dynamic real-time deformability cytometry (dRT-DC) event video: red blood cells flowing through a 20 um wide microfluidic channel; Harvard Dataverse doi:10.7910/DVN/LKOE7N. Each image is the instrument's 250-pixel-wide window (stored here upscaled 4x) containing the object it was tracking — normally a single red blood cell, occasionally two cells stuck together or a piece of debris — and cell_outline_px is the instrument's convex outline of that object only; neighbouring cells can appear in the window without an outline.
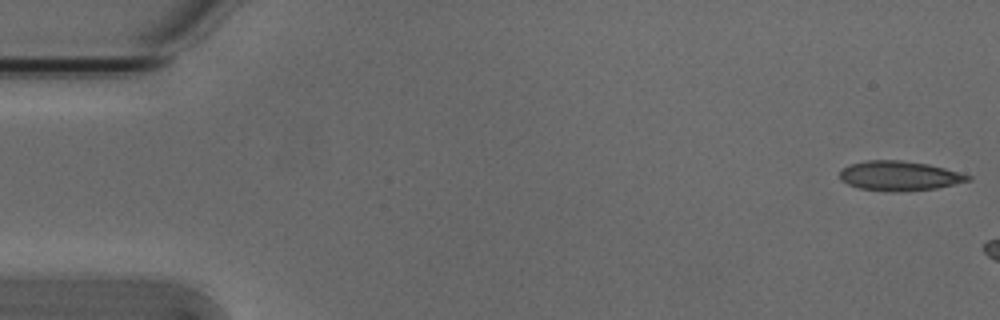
{"species": "Egyptian fruit bat (a non-hibernating species)", "species_latin": "Rousettus aegyptiacus", "temperature_condition": "cold", "stored_images_in_passage": 7, "camera_frame_rate_fps": 3000, "um_per_image_px": 0.085, "animal": {"sex": "male"}, "frame": {"image": 1, "passage_image": 1, "time_ms": 0.0, "image_size_px": [1000, 320], "cell_outline_px": [[972, 180], [936, 188], [908, 192], [884, 192], [860, 188], [848, 184], [840, 180], [840, 172], [844, 168], [852, 164], [868, 160], [900, 160], [928, 164], [944, 168], [972, 176]], "centroid_in_image_um": [76.46, 14.97], "position_along_channel_um": 8.5, "area_um2": 22.2}}